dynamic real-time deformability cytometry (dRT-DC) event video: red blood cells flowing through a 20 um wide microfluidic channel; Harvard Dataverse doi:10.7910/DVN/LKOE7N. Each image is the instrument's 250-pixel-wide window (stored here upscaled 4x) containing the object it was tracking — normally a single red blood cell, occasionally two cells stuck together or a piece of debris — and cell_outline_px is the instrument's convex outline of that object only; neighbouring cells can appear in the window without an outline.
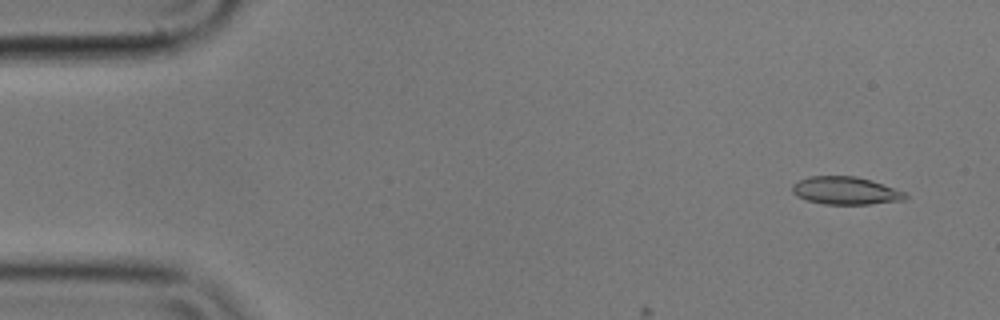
{"species": "common noctule bat (a hibernating species)", "species_latin": "Nyctalus noctula", "temperature_condition": "cold", "stored_images_in_passage": 5, "camera_frame_rate_fps": 3000, "um_per_image_px": 0.085, "animal": {"sex": "male", "body_mass_g": 17.9}, "frame": {"image": 1, "passage_image": 2, "time_ms": 0.333, "image_size_px": [1000, 320], "cell_outline_px": [[908, 196], [904, 200], [872, 204], [824, 204], [808, 200], [796, 196], [792, 192], [792, 184], [808, 176], [856, 176], [872, 180], [904, 192]], "centroid_in_image_um": [71.86, 16.2], "position_along_channel_um": 13.1, "area_um2": 18.26}}